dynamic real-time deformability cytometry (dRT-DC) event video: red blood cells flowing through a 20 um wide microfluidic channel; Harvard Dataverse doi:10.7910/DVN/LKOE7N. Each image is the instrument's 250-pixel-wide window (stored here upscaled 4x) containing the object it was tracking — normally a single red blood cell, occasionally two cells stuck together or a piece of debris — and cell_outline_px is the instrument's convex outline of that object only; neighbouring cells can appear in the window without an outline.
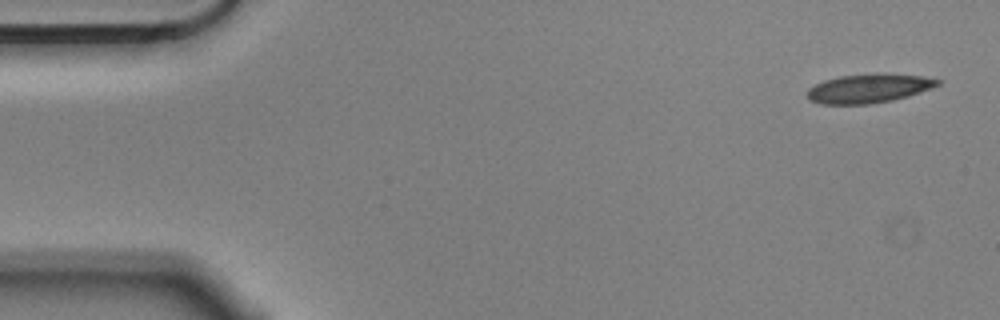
{"species": "Egyptian fruit bat (a non-hibernating species)", "species_latin": "Rousettus aegyptiacus", "temperature_condition": "cold", "stored_images_in_passage": 6, "camera_frame_rate_fps": 3000, "um_per_image_px": 0.085, "animal": {"sex": "male"}, "frame": {"image": 1, "passage_image": 1, "time_ms": 0.0, "image_size_px": [1000, 320], "cell_outline_px": [[944, 80], [940, 84], [932, 88], [908, 96], [892, 100], [868, 104], [820, 104], [808, 100], [808, 88], [824, 80], [840, 76], [924, 76]], "centroid_in_image_um": [73.82, 7.56], "position_along_channel_um": 11.2, "area_um2": 21.1}}
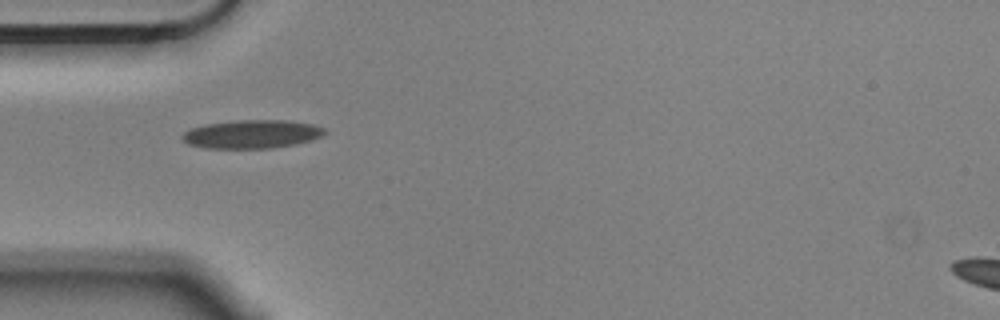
{"frame": {"image": 2, "passage_image": 5, "time_ms": 1.333, "image_size_px": [1000, 320], "cell_outline_px": [[328, 132], [312, 140], [296, 144], [272, 148], [204, 148], [188, 144], [180, 136], [184, 132], [192, 128], [204, 124], [236, 120], [288, 120], [312, 124], [324, 128]], "centroid_in_image_um": [21.41, 11.4], "position_along_channel_um": 63.6, "area_um2": 23.7}}
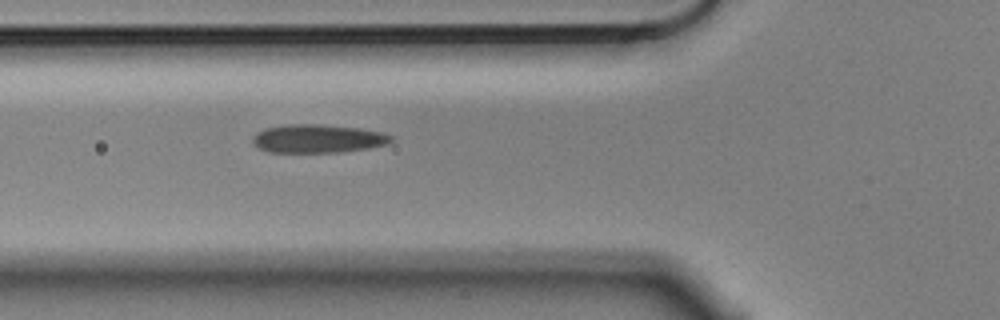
{"frame": {"image": 3, "passage_image": 6, "time_ms": 1.667, "image_size_px": [1000, 320], "cell_outline_px": [[392, 140], [388, 144], [368, 148], [340, 152], [268, 152], [256, 148], [252, 144], [252, 136], [256, 132], [264, 128], [288, 124], [320, 124], [360, 128], [384, 132], [392, 136]], "centroid_in_image_um": [26.97, 11.78], "position_along_channel_um": 98.8, "area_um2": 23.24}}